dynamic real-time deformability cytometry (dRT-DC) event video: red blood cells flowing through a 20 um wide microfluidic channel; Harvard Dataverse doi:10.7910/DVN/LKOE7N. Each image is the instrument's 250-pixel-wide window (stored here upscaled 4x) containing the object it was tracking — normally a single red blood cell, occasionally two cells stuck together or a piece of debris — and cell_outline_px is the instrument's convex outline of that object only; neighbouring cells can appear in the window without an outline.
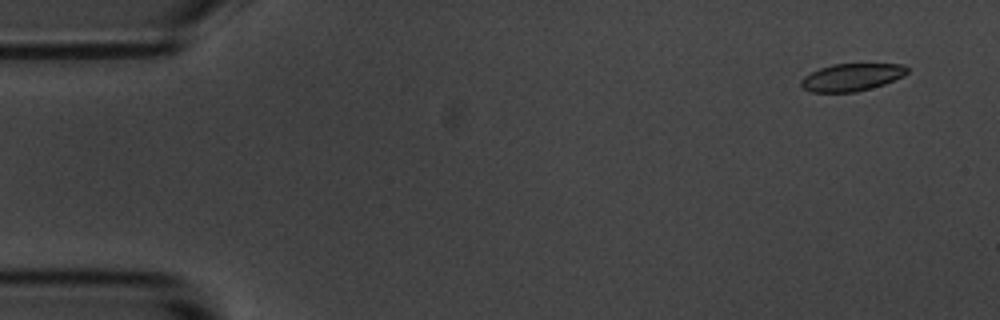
{"species": "common noctule bat (a hibernating species)", "species_latin": "Nyctalus noctula", "temperature_condition": "room temperature", "stored_images_in_passage": 9, "camera_frame_rate_fps": 3000, "um_per_image_px": 0.085, "animal": {"sex": "male", "body_mass_g": 20.1, "forearm_length_mm": 53.5}, "frame": {"image": 1, "passage_image": 1, "time_ms": 0.0, "image_size_px": [1000, 320], "cell_outline_px": [[908, 72], [904, 76], [884, 84], [856, 92], [812, 92], [804, 88], [800, 84], [800, 80], [804, 76], [820, 68], [832, 64], [904, 64], [908, 68]], "centroid_in_image_um": [72.4, 6.56], "position_along_channel_um": 12.6, "area_um2": 16.94}}
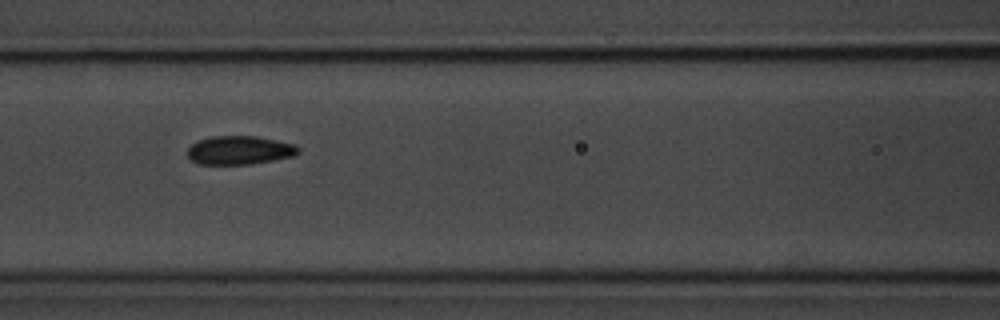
{"frame": {"image": 2, "passage_image": 7, "time_ms": 7.0, "image_size_px": [1000, 320], "cell_outline_px": [[300, 152], [296, 156], [252, 164], [200, 164], [192, 160], [188, 156], [188, 148], [192, 144], [200, 140], [212, 136], [256, 136], [296, 144], [300, 148]], "centroid_in_image_um": [20.42, 12.77], "position_along_channel_um": 146.2, "area_um2": 18.55}}
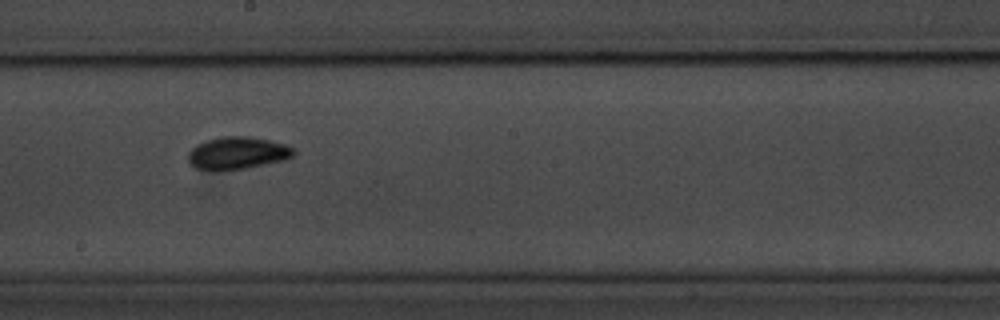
{"frame": {"image": 3, "passage_image": 9, "time_ms": 9.333, "image_size_px": [1000, 320], "cell_outline_px": [[296, 152], [292, 156], [284, 160], [244, 168], [196, 168], [188, 160], [188, 152], [196, 144], [220, 136], [248, 136], [268, 140], [284, 144], [296, 148]], "centroid_in_image_um": [20.22, 12.96], "position_along_channel_um": 228.0, "area_um2": 19.36}}